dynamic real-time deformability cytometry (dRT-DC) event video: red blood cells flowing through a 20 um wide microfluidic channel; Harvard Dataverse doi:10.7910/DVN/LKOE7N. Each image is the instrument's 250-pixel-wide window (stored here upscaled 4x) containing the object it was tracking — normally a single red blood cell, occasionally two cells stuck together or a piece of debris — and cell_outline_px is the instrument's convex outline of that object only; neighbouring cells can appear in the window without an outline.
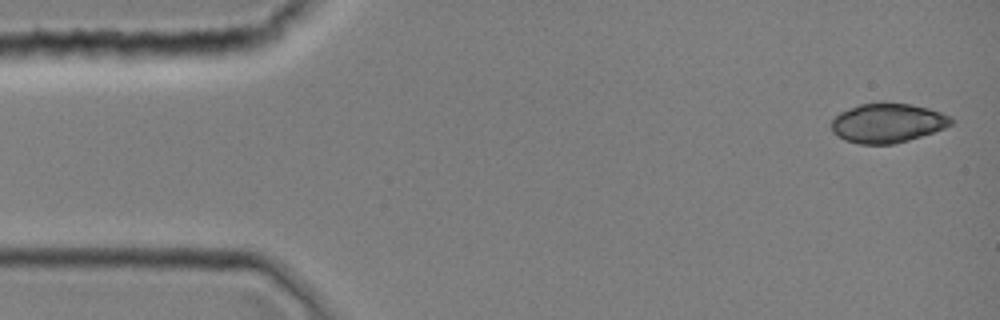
{"species": "common noctule bat (a hibernating species)", "species_latin": "Nyctalus noctula", "temperature_condition": "room temperature", "stored_images_in_passage": 11, "camera_frame_rate_fps": 3000, "um_per_image_px": 0.085, "animal": {"sex": "female", "body_mass_g": 19.0, "forearm_length_mm": 51.5}, "frame": {"image": 1, "passage_image": 1, "time_ms": 0.0, "image_size_px": [1000, 320], "cell_outline_px": [[956, 120], [952, 124], [944, 128], [908, 140], [892, 144], [860, 144], [844, 140], [836, 136], [832, 132], [832, 120], [840, 112], [848, 108], [860, 104], [880, 100], [884, 100], [908, 104], [928, 108], [952, 116]], "centroid_in_image_um": [75.43, 10.42], "position_along_channel_um": 9.6, "area_um2": 27.92}}
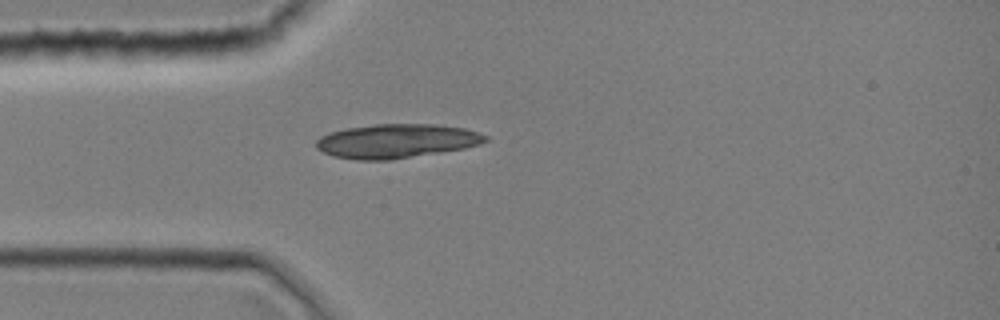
{"frame": {"image": 2, "passage_image": 10, "time_ms": 3.0, "image_size_px": [1000, 320], "cell_outline_px": [[488, 140], [480, 144], [464, 148], [392, 160], [356, 160], [332, 156], [316, 148], [316, 140], [320, 136], [328, 132], [344, 128], [376, 124], [436, 124], [464, 128], [488, 136]], "centroid_in_image_um": [33.66, 11.99], "position_along_channel_um": 51.3, "area_um2": 33.76}}